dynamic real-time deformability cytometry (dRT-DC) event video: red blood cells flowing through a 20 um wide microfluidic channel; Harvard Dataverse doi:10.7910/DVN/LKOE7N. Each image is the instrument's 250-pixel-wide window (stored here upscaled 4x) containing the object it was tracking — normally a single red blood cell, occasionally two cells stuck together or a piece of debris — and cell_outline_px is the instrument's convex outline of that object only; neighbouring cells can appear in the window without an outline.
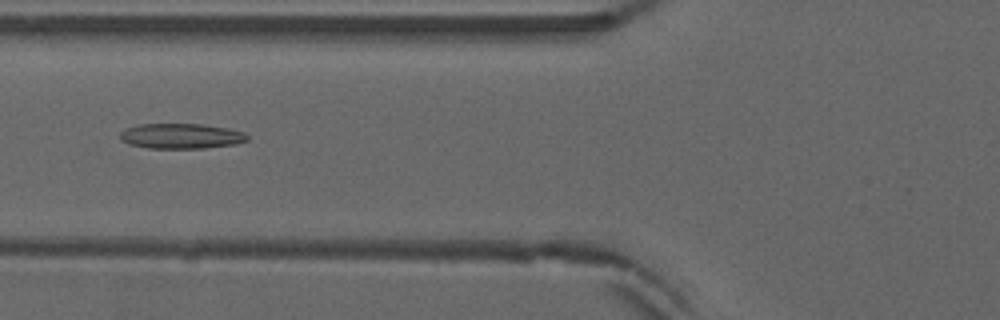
{"species": "common noctule bat (a hibernating species)", "species_latin": "Nyctalus noctula", "temperature_condition": "warm", "stored_images_in_passage": 49, "camera_frame_rate_fps": 3000, "um_per_image_px": 0.085, "animal": {"sex": "male", "forearm_length_mm": 52.5}, "frame": {"image": 1, "passage_image": 17, "time_ms": 5.333, "image_size_px": [1000, 320], "cell_outline_px": [[248, 140], [236, 144], [204, 148], [148, 148], [128, 144], [120, 140], [120, 132], [124, 128], [140, 124], [200, 124], [228, 128], [244, 132], [248, 136]], "centroid_in_image_um": [15.37, 11.56], "position_along_channel_um": 110.4, "area_um2": 18.79}}
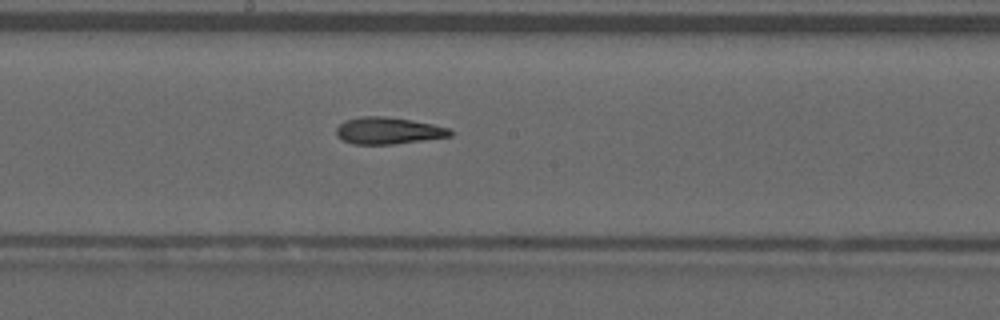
{"frame": {"image": 2, "passage_image": 25, "time_ms": 8.0, "image_size_px": [1000, 320], "cell_outline_px": [[452, 136], [392, 144], [352, 144], [344, 140], [336, 132], [336, 128], [344, 120], [360, 116], [384, 116], [412, 120], [432, 124], [448, 128], [452, 132]], "centroid_in_image_um": [32.98, 11.1], "position_along_channel_um": 215.2, "area_um2": 17.63}}
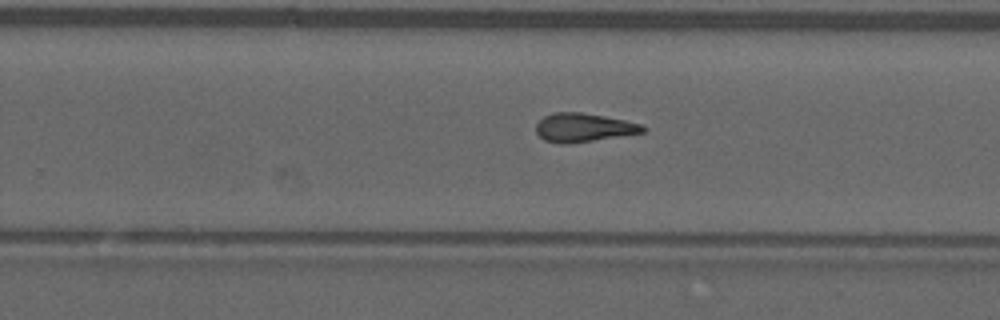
{"frame": {"image": 3, "passage_image": 30, "time_ms": 9.667, "image_size_px": [1000, 320], "cell_outline_px": [[648, 128], [644, 132], [592, 140], [564, 144], [544, 140], [536, 132], [536, 124], [544, 116], [552, 112], [580, 112], [604, 116], [644, 124]], "centroid_in_image_um": [49.61, 10.82], "position_along_channel_um": 280.2, "area_um2": 17.69}, "authors_computed_cell_mechanics": {"area_um2": 17.7446, "velocity_mm_per_s": 3.9253, "shape_relaxation_time_tau1_ms": null, "shape_relaxation_time_tau2_ms": 3.0294, "deformation_change_tau1": null, "deformation_change_tau2": 0.1253}}